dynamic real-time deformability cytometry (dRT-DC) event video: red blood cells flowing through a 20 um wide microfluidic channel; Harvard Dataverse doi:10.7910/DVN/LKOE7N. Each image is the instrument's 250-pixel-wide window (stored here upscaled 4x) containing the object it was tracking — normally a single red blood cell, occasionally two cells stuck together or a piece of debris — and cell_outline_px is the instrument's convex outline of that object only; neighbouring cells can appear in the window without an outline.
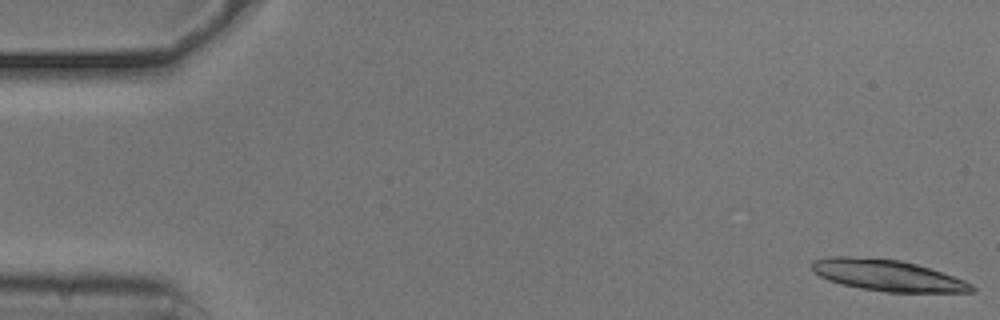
{"species": "common noctule bat (a hibernating species)", "species_latin": "Nyctalus noctula", "temperature_condition": "cold", "stored_images_in_passage": 21, "camera_frame_rate_fps": 3000, "um_per_image_px": 0.085, "animal": {"sex": "male", "body_mass_g": 20.5, "forearm_length_mm": 52.5}, "frame": {"image": 1, "passage_image": 1, "time_ms": 0.0, "image_size_px": [1000, 320], "cell_outline_px": [[976, 292], [884, 292], [860, 288], [840, 284], [828, 280], [812, 272], [812, 260], [828, 256], [848, 256], [900, 260], [916, 264], [964, 280], [972, 284], [976, 288]], "centroid_in_image_um": [75.4, 23.41], "position_along_channel_um": 9.6, "area_um2": 29.13}}